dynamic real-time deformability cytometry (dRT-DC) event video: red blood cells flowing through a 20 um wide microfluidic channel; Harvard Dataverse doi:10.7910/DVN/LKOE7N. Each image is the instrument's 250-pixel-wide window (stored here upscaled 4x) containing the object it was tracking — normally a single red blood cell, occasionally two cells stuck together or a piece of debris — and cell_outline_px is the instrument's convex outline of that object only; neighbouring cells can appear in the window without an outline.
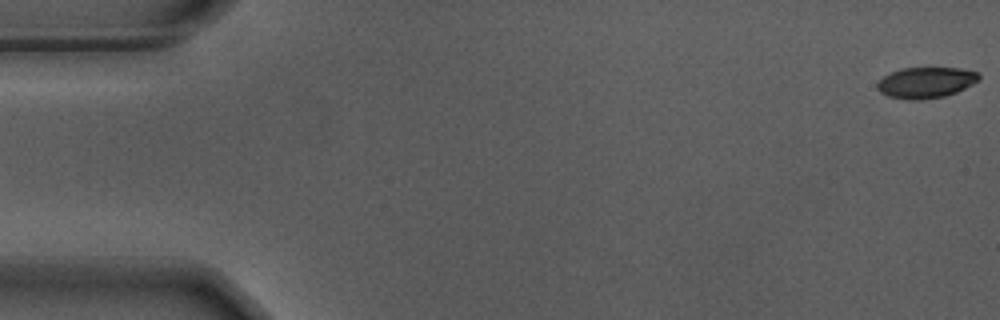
{"species": "Egyptian fruit bat (a non-hibernating species)", "species_latin": "Rousettus aegyptiacus", "temperature_condition": "warm", "stored_images_in_passage": 56, "camera_frame_rate_fps": 3000, "um_per_image_px": 0.085, "animal": {"sex": "male"}, "frame": {"image": 1, "passage_image": 1, "time_ms": 0.0, "image_size_px": [1000, 320], "cell_outline_px": [[980, 80], [956, 92], [944, 96], [920, 100], [908, 100], [888, 96], [880, 92], [876, 88], [876, 84], [884, 76], [900, 68], [960, 68], [980, 72]], "centroid_in_image_um": [78.7, 7.01], "position_along_channel_um": 6.3, "area_um2": 18.38}}
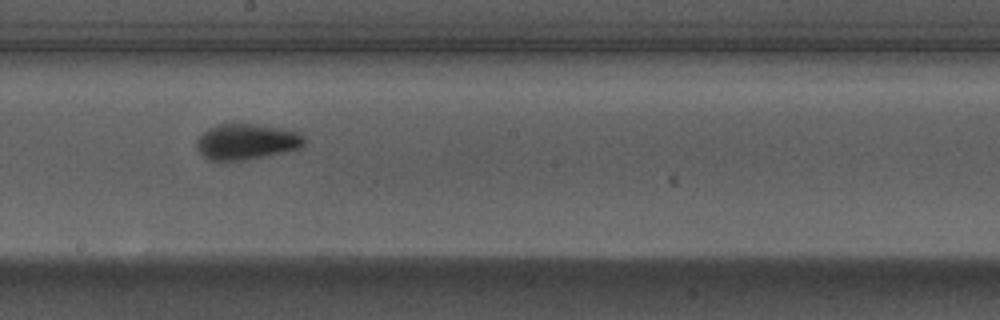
{"frame": {"image": 2, "passage_image": 31, "time_ms": 10.0, "image_size_px": [1000, 320], "cell_outline_px": [[304, 144], [296, 148], [280, 152], [244, 160], [224, 164], [208, 160], [196, 148], [196, 140], [208, 128], [220, 124], [256, 124], [296, 132], [304, 136]], "centroid_in_image_um": [20.84, 12.08], "position_along_channel_um": 227.4, "area_um2": 22.31}}
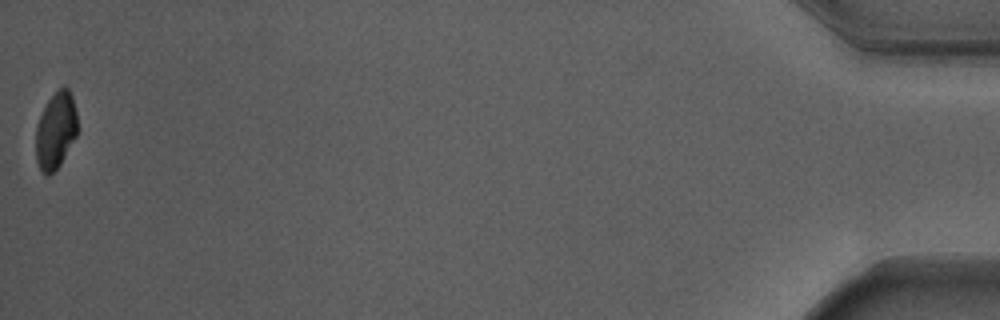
{"frame": {"image": 3, "passage_image": 56, "time_ms": 18.333, "image_size_px": [1000, 320], "cell_outline_px": [[76, 136], [60, 164], [48, 176], [44, 176], [40, 172], [36, 160], [36, 124], [48, 100], [60, 88], [68, 88], [72, 96], [76, 112]], "centroid_in_image_um": [4.71, 11.14], "position_along_channel_um": 430.5, "area_um2": 18.38}, "authors_computed_cell_mechanics": {"area_um2": 20.6057, "velocity_mm_per_s": 3.6995, "shape_relaxation_time_tau1_ms": 3.3804, "shape_relaxation_time_tau2_ms": 1.3324, "deformation_change_tau1": 0.1579, "deformation_change_tau2": 0.0566}}